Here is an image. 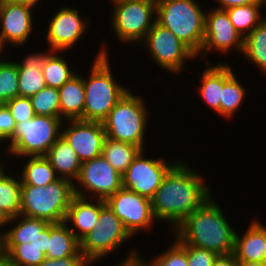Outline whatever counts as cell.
<instances>
[{"instance_id":"cell-29","label":"cell","mask_w":266,"mask_h":266,"mask_svg":"<svg viewBox=\"0 0 266 266\" xmlns=\"http://www.w3.org/2000/svg\"><path fill=\"white\" fill-rule=\"evenodd\" d=\"M242 55L266 74V17L244 38Z\"/></svg>"},{"instance_id":"cell-41","label":"cell","mask_w":266,"mask_h":266,"mask_svg":"<svg viewBox=\"0 0 266 266\" xmlns=\"http://www.w3.org/2000/svg\"><path fill=\"white\" fill-rule=\"evenodd\" d=\"M127 257L125 256L121 262H118L115 266H150L144 257L139 254L136 248L129 251Z\"/></svg>"},{"instance_id":"cell-28","label":"cell","mask_w":266,"mask_h":266,"mask_svg":"<svg viewBox=\"0 0 266 266\" xmlns=\"http://www.w3.org/2000/svg\"><path fill=\"white\" fill-rule=\"evenodd\" d=\"M24 160L26 162L20 171L22 185L47 186L58 179L54 168L45 156L24 157Z\"/></svg>"},{"instance_id":"cell-16","label":"cell","mask_w":266,"mask_h":266,"mask_svg":"<svg viewBox=\"0 0 266 266\" xmlns=\"http://www.w3.org/2000/svg\"><path fill=\"white\" fill-rule=\"evenodd\" d=\"M62 125V136L76 152L79 160L85 161L101 156L106 132L102 122L70 119Z\"/></svg>"},{"instance_id":"cell-50","label":"cell","mask_w":266,"mask_h":266,"mask_svg":"<svg viewBox=\"0 0 266 266\" xmlns=\"http://www.w3.org/2000/svg\"><path fill=\"white\" fill-rule=\"evenodd\" d=\"M5 46H6V44L4 43L3 39L0 36V62L5 60V58L4 57L2 58V56H1L2 51H3V54H4V50H6V49H4Z\"/></svg>"},{"instance_id":"cell-24","label":"cell","mask_w":266,"mask_h":266,"mask_svg":"<svg viewBox=\"0 0 266 266\" xmlns=\"http://www.w3.org/2000/svg\"><path fill=\"white\" fill-rule=\"evenodd\" d=\"M68 256H83L80 241L64 222L50 223L46 258L61 259Z\"/></svg>"},{"instance_id":"cell-18","label":"cell","mask_w":266,"mask_h":266,"mask_svg":"<svg viewBox=\"0 0 266 266\" xmlns=\"http://www.w3.org/2000/svg\"><path fill=\"white\" fill-rule=\"evenodd\" d=\"M94 200V201H93ZM106 205L105 200L74 196L67 210L64 223L80 241L89 233L98 220L100 210Z\"/></svg>"},{"instance_id":"cell-13","label":"cell","mask_w":266,"mask_h":266,"mask_svg":"<svg viewBox=\"0 0 266 266\" xmlns=\"http://www.w3.org/2000/svg\"><path fill=\"white\" fill-rule=\"evenodd\" d=\"M142 150L122 175L123 188L152 199L160 187L165 175L178 161H165L162 158L145 157Z\"/></svg>"},{"instance_id":"cell-40","label":"cell","mask_w":266,"mask_h":266,"mask_svg":"<svg viewBox=\"0 0 266 266\" xmlns=\"http://www.w3.org/2000/svg\"><path fill=\"white\" fill-rule=\"evenodd\" d=\"M38 266H92L84 256H68L61 259L46 258Z\"/></svg>"},{"instance_id":"cell-37","label":"cell","mask_w":266,"mask_h":266,"mask_svg":"<svg viewBox=\"0 0 266 266\" xmlns=\"http://www.w3.org/2000/svg\"><path fill=\"white\" fill-rule=\"evenodd\" d=\"M5 105L16 123L27 121V119H32L35 116L30 97L17 96L9 100Z\"/></svg>"},{"instance_id":"cell-6","label":"cell","mask_w":266,"mask_h":266,"mask_svg":"<svg viewBox=\"0 0 266 266\" xmlns=\"http://www.w3.org/2000/svg\"><path fill=\"white\" fill-rule=\"evenodd\" d=\"M146 107L144 98L135 96L129 89L102 122L106 136L145 150V134L150 118Z\"/></svg>"},{"instance_id":"cell-17","label":"cell","mask_w":266,"mask_h":266,"mask_svg":"<svg viewBox=\"0 0 266 266\" xmlns=\"http://www.w3.org/2000/svg\"><path fill=\"white\" fill-rule=\"evenodd\" d=\"M34 9L26 4H0V36L6 45L20 47L30 40Z\"/></svg>"},{"instance_id":"cell-26","label":"cell","mask_w":266,"mask_h":266,"mask_svg":"<svg viewBox=\"0 0 266 266\" xmlns=\"http://www.w3.org/2000/svg\"><path fill=\"white\" fill-rule=\"evenodd\" d=\"M16 225H13V223ZM11 228L5 230V243L6 244H23L30 243L35 239L50 223L28 216L19 214L16 217H11L10 222Z\"/></svg>"},{"instance_id":"cell-19","label":"cell","mask_w":266,"mask_h":266,"mask_svg":"<svg viewBox=\"0 0 266 266\" xmlns=\"http://www.w3.org/2000/svg\"><path fill=\"white\" fill-rule=\"evenodd\" d=\"M233 253L238 261L266 262L265 224L252 219L244 235L236 231Z\"/></svg>"},{"instance_id":"cell-8","label":"cell","mask_w":266,"mask_h":266,"mask_svg":"<svg viewBox=\"0 0 266 266\" xmlns=\"http://www.w3.org/2000/svg\"><path fill=\"white\" fill-rule=\"evenodd\" d=\"M111 28L124 44H140L156 22V2L151 0H111Z\"/></svg>"},{"instance_id":"cell-44","label":"cell","mask_w":266,"mask_h":266,"mask_svg":"<svg viewBox=\"0 0 266 266\" xmlns=\"http://www.w3.org/2000/svg\"><path fill=\"white\" fill-rule=\"evenodd\" d=\"M213 266H238V260L234 253L218 255L214 260Z\"/></svg>"},{"instance_id":"cell-20","label":"cell","mask_w":266,"mask_h":266,"mask_svg":"<svg viewBox=\"0 0 266 266\" xmlns=\"http://www.w3.org/2000/svg\"><path fill=\"white\" fill-rule=\"evenodd\" d=\"M51 52H31L17 61L19 96L31 97L46 86L42 66Z\"/></svg>"},{"instance_id":"cell-31","label":"cell","mask_w":266,"mask_h":266,"mask_svg":"<svg viewBox=\"0 0 266 266\" xmlns=\"http://www.w3.org/2000/svg\"><path fill=\"white\" fill-rule=\"evenodd\" d=\"M63 54V51H52L47 56L42 66L46 86L59 89L76 74L73 68L71 70Z\"/></svg>"},{"instance_id":"cell-21","label":"cell","mask_w":266,"mask_h":266,"mask_svg":"<svg viewBox=\"0 0 266 266\" xmlns=\"http://www.w3.org/2000/svg\"><path fill=\"white\" fill-rule=\"evenodd\" d=\"M45 158L54 168L58 178L69 180L72 183L76 181L82 162L62 135L50 147Z\"/></svg>"},{"instance_id":"cell-30","label":"cell","mask_w":266,"mask_h":266,"mask_svg":"<svg viewBox=\"0 0 266 266\" xmlns=\"http://www.w3.org/2000/svg\"><path fill=\"white\" fill-rule=\"evenodd\" d=\"M266 3H253L227 8L232 25L245 38L266 16L262 15V8Z\"/></svg>"},{"instance_id":"cell-34","label":"cell","mask_w":266,"mask_h":266,"mask_svg":"<svg viewBox=\"0 0 266 266\" xmlns=\"http://www.w3.org/2000/svg\"><path fill=\"white\" fill-rule=\"evenodd\" d=\"M35 115L57 117L60 115L58 88L45 86L38 93L30 97Z\"/></svg>"},{"instance_id":"cell-42","label":"cell","mask_w":266,"mask_h":266,"mask_svg":"<svg viewBox=\"0 0 266 266\" xmlns=\"http://www.w3.org/2000/svg\"><path fill=\"white\" fill-rule=\"evenodd\" d=\"M217 2V8L226 10L241 5H250L253 3H266L265 0H215Z\"/></svg>"},{"instance_id":"cell-5","label":"cell","mask_w":266,"mask_h":266,"mask_svg":"<svg viewBox=\"0 0 266 266\" xmlns=\"http://www.w3.org/2000/svg\"><path fill=\"white\" fill-rule=\"evenodd\" d=\"M74 196L73 183L62 178L47 186L22 185L20 214L49 223H61Z\"/></svg>"},{"instance_id":"cell-11","label":"cell","mask_w":266,"mask_h":266,"mask_svg":"<svg viewBox=\"0 0 266 266\" xmlns=\"http://www.w3.org/2000/svg\"><path fill=\"white\" fill-rule=\"evenodd\" d=\"M73 185L76 196L106 200L123 188V179L101 155L82 163Z\"/></svg>"},{"instance_id":"cell-9","label":"cell","mask_w":266,"mask_h":266,"mask_svg":"<svg viewBox=\"0 0 266 266\" xmlns=\"http://www.w3.org/2000/svg\"><path fill=\"white\" fill-rule=\"evenodd\" d=\"M95 225V228L80 240V252L91 265L118 251L122 244L132 238L122 221L107 205L100 210Z\"/></svg>"},{"instance_id":"cell-1","label":"cell","mask_w":266,"mask_h":266,"mask_svg":"<svg viewBox=\"0 0 266 266\" xmlns=\"http://www.w3.org/2000/svg\"><path fill=\"white\" fill-rule=\"evenodd\" d=\"M211 187L201 173L178 160L165 175L151 199L156 221L169 224L172 231L212 197Z\"/></svg>"},{"instance_id":"cell-33","label":"cell","mask_w":266,"mask_h":266,"mask_svg":"<svg viewBox=\"0 0 266 266\" xmlns=\"http://www.w3.org/2000/svg\"><path fill=\"white\" fill-rule=\"evenodd\" d=\"M7 266H38L46 255L41 249L31 245L23 244H6Z\"/></svg>"},{"instance_id":"cell-7","label":"cell","mask_w":266,"mask_h":266,"mask_svg":"<svg viewBox=\"0 0 266 266\" xmlns=\"http://www.w3.org/2000/svg\"><path fill=\"white\" fill-rule=\"evenodd\" d=\"M64 119L35 115L16 123L12 138L6 148L9 156L17 158L45 156L62 134Z\"/></svg>"},{"instance_id":"cell-32","label":"cell","mask_w":266,"mask_h":266,"mask_svg":"<svg viewBox=\"0 0 266 266\" xmlns=\"http://www.w3.org/2000/svg\"><path fill=\"white\" fill-rule=\"evenodd\" d=\"M8 172L0 178V208L11 217H16L21 210V178Z\"/></svg>"},{"instance_id":"cell-36","label":"cell","mask_w":266,"mask_h":266,"mask_svg":"<svg viewBox=\"0 0 266 266\" xmlns=\"http://www.w3.org/2000/svg\"><path fill=\"white\" fill-rule=\"evenodd\" d=\"M173 239L174 242L168 249L147 261L150 266H188L186 249Z\"/></svg>"},{"instance_id":"cell-22","label":"cell","mask_w":266,"mask_h":266,"mask_svg":"<svg viewBox=\"0 0 266 266\" xmlns=\"http://www.w3.org/2000/svg\"><path fill=\"white\" fill-rule=\"evenodd\" d=\"M60 115L64 120L82 119L85 103L83 76L77 72L59 89Z\"/></svg>"},{"instance_id":"cell-45","label":"cell","mask_w":266,"mask_h":266,"mask_svg":"<svg viewBox=\"0 0 266 266\" xmlns=\"http://www.w3.org/2000/svg\"><path fill=\"white\" fill-rule=\"evenodd\" d=\"M7 265V253H6V243H5V232L1 230L0 232V266Z\"/></svg>"},{"instance_id":"cell-35","label":"cell","mask_w":266,"mask_h":266,"mask_svg":"<svg viewBox=\"0 0 266 266\" xmlns=\"http://www.w3.org/2000/svg\"><path fill=\"white\" fill-rule=\"evenodd\" d=\"M19 96L17 62H0V104Z\"/></svg>"},{"instance_id":"cell-12","label":"cell","mask_w":266,"mask_h":266,"mask_svg":"<svg viewBox=\"0 0 266 266\" xmlns=\"http://www.w3.org/2000/svg\"><path fill=\"white\" fill-rule=\"evenodd\" d=\"M105 203L122 221L132 237L144 230L150 232L156 222L151 200L135 192L122 188L107 198Z\"/></svg>"},{"instance_id":"cell-15","label":"cell","mask_w":266,"mask_h":266,"mask_svg":"<svg viewBox=\"0 0 266 266\" xmlns=\"http://www.w3.org/2000/svg\"><path fill=\"white\" fill-rule=\"evenodd\" d=\"M52 17L45 35V41L52 51H70L86 34L90 24L88 17L81 16L75 7L59 8Z\"/></svg>"},{"instance_id":"cell-49","label":"cell","mask_w":266,"mask_h":266,"mask_svg":"<svg viewBox=\"0 0 266 266\" xmlns=\"http://www.w3.org/2000/svg\"><path fill=\"white\" fill-rule=\"evenodd\" d=\"M6 162H4V160L2 159V157H0V178L7 173V169H6Z\"/></svg>"},{"instance_id":"cell-27","label":"cell","mask_w":266,"mask_h":266,"mask_svg":"<svg viewBox=\"0 0 266 266\" xmlns=\"http://www.w3.org/2000/svg\"><path fill=\"white\" fill-rule=\"evenodd\" d=\"M142 149L131 143L105 138L101 155L123 175Z\"/></svg>"},{"instance_id":"cell-38","label":"cell","mask_w":266,"mask_h":266,"mask_svg":"<svg viewBox=\"0 0 266 266\" xmlns=\"http://www.w3.org/2000/svg\"><path fill=\"white\" fill-rule=\"evenodd\" d=\"M187 252L188 266H213L216 253L192 245H182Z\"/></svg>"},{"instance_id":"cell-2","label":"cell","mask_w":266,"mask_h":266,"mask_svg":"<svg viewBox=\"0 0 266 266\" xmlns=\"http://www.w3.org/2000/svg\"><path fill=\"white\" fill-rule=\"evenodd\" d=\"M221 208L210 197L173 230V237L181 245L204 248L217 255L233 253L236 230Z\"/></svg>"},{"instance_id":"cell-23","label":"cell","mask_w":266,"mask_h":266,"mask_svg":"<svg viewBox=\"0 0 266 266\" xmlns=\"http://www.w3.org/2000/svg\"><path fill=\"white\" fill-rule=\"evenodd\" d=\"M205 68L201 74L200 86L197 91L203 102L220 115V100H222V88L224 85V62L210 66L208 59L204 62Z\"/></svg>"},{"instance_id":"cell-43","label":"cell","mask_w":266,"mask_h":266,"mask_svg":"<svg viewBox=\"0 0 266 266\" xmlns=\"http://www.w3.org/2000/svg\"><path fill=\"white\" fill-rule=\"evenodd\" d=\"M48 239H49V225L30 243L31 245L41 249V251L46 255L48 250Z\"/></svg>"},{"instance_id":"cell-47","label":"cell","mask_w":266,"mask_h":266,"mask_svg":"<svg viewBox=\"0 0 266 266\" xmlns=\"http://www.w3.org/2000/svg\"><path fill=\"white\" fill-rule=\"evenodd\" d=\"M9 222H10V217L6 214L4 210L0 208V228L6 227Z\"/></svg>"},{"instance_id":"cell-14","label":"cell","mask_w":266,"mask_h":266,"mask_svg":"<svg viewBox=\"0 0 266 266\" xmlns=\"http://www.w3.org/2000/svg\"><path fill=\"white\" fill-rule=\"evenodd\" d=\"M244 38L232 25L226 10L219 8L207 9L205 15V32L203 46L196 56H208V52L228 54L229 51H237L242 55ZM203 52V53H202ZM203 55V56H202Z\"/></svg>"},{"instance_id":"cell-25","label":"cell","mask_w":266,"mask_h":266,"mask_svg":"<svg viewBox=\"0 0 266 266\" xmlns=\"http://www.w3.org/2000/svg\"><path fill=\"white\" fill-rule=\"evenodd\" d=\"M234 74V70L229 62H224V85L222 88V100H220V116L232 120L237 111L241 109L243 101L247 95L244 87Z\"/></svg>"},{"instance_id":"cell-39","label":"cell","mask_w":266,"mask_h":266,"mask_svg":"<svg viewBox=\"0 0 266 266\" xmlns=\"http://www.w3.org/2000/svg\"><path fill=\"white\" fill-rule=\"evenodd\" d=\"M16 122L5 104L0 105V134L9 141L14 133Z\"/></svg>"},{"instance_id":"cell-48","label":"cell","mask_w":266,"mask_h":266,"mask_svg":"<svg viewBox=\"0 0 266 266\" xmlns=\"http://www.w3.org/2000/svg\"><path fill=\"white\" fill-rule=\"evenodd\" d=\"M238 266H266V262L238 261Z\"/></svg>"},{"instance_id":"cell-3","label":"cell","mask_w":266,"mask_h":266,"mask_svg":"<svg viewBox=\"0 0 266 266\" xmlns=\"http://www.w3.org/2000/svg\"><path fill=\"white\" fill-rule=\"evenodd\" d=\"M104 46L93 60L90 74L83 76L85 87L83 120L86 121L103 122L116 103L130 89L116 81L109 62L107 45Z\"/></svg>"},{"instance_id":"cell-4","label":"cell","mask_w":266,"mask_h":266,"mask_svg":"<svg viewBox=\"0 0 266 266\" xmlns=\"http://www.w3.org/2000/svg\"><path fill=\"white\" fill-rule=\"evenodd\" d=\"M205 15L196 0H160L156 3V22L169 29L196 56L204 41Z\"/></svg>"},{"instance_id":"cell-51","label":"cell","mask_w":266,"mask_h":266,"mask_svg":"<svg viewBox=\"0 0 266 266\" xmlns=\"http://www.w3.org/2000/svg\"><path fill=\"white\" fill-rule=\"evenodd\" d=\"M5 138L0 134V147H5L4 145H6V144H3V143H5Z\"/></svg>"},{"instance_id":"cell-10","label":"cell","mask_w":266,"mask_h":266,"mask_svg":"<svg viewBox=\"0 0 266 266\" xmlns=\"http://www.w3.org/2000/svg\"><path fill=\"white\" fill-rule=\"evenodd\" d=\"M143 43L145 51L151 56L150 59L155 61L161 69L175 76L183 72L187 60L196 58V55L182 41L157 22L140 45Z\"/></svg>"},{"instance_id":"cell-46","label":"cell","mask_w":266,"mask_h":266,"mask_svg":"<svg viewBox=\"0 0 266 266\" xmlns=\"http://www.w3.org/2000/svg\"><path fill=\"white\" fill-rule=\"evenodd\" d=\"M41 0H2V4H26L29 6H36Z\"/></svg>"}]
</instances>
